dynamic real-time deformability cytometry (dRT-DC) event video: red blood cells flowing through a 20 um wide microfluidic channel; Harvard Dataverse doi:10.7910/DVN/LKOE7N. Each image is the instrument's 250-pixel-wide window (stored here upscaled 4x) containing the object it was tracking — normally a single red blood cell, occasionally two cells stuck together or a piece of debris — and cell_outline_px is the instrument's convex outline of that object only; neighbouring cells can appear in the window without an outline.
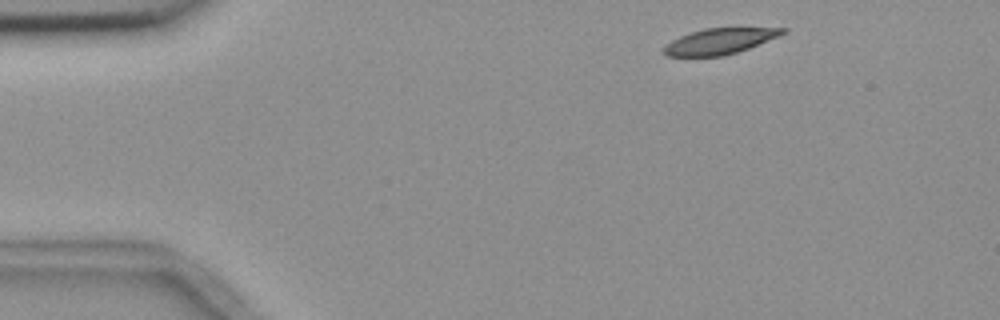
{"species": "common noctule bat (a hibernating species)", "species_latin": "Nyctalus noctula", "temperature_condition": "room temperature", "stored_images_in_passage": 6, "camera_frame_rate_fps": 3000, "um_per_image_px": 0.085, "animal": {"sex": "female", "body_mass_g": 18.4}, "frame": {"image": 1, "passage_image": 1, "time_ms": 0.0, "image_size_px": [1000, 320], "cell_outline_px": [[788, 32], [780, 36], [748, 48], [724, 56], [664, 56], [664, 44], [680, 36], [704, 28], [788, 28]], "centroid_in_image_um": [61.18, 3.5], "position_along_channel_um": 23.8, "area_um2": 17.8}}
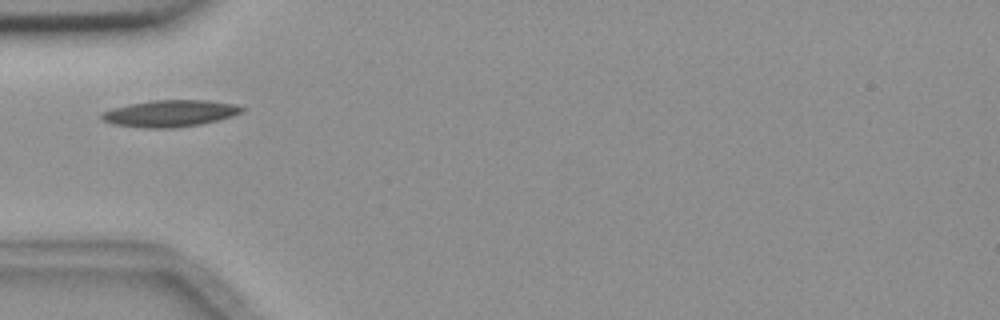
{"frame": {"image": 2, "passage_image": 4, "time_ms": 3.333, "image_size_px": [1000, 320], "cell_outline_px": [[244, 112], [220, 120], [204, 124], [176, 128], [144, 128], [116, 124], [104, 120], [100, 116], [104, 112], [112, 108], [128, 104], [152, 100], [204, 100], [236, 104], [244, 108]], "centroid_in_image_um": [14.51, 9.64], "position_along_channel_um": 70.5, "area_um2": 21.91}}
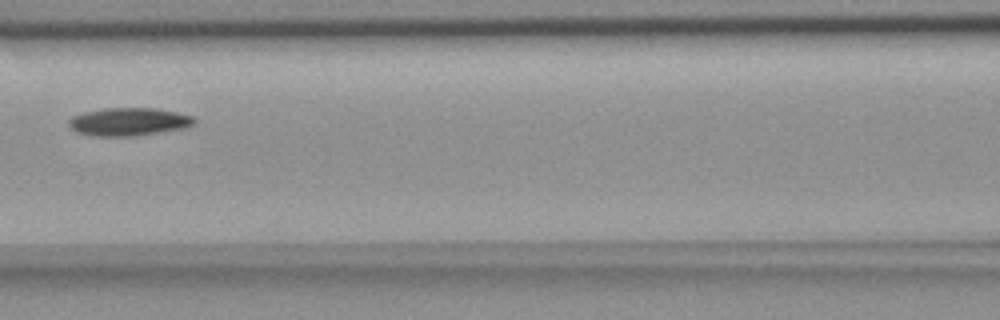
{"frame": {"image": 3, "passage_image": 6, "time_ms": 5.667, "image_size_px": [1000, 320], "cell_outline_px": [[196, 124], [188, 128], [136, 136], [92, 136], [76, 132], [68, 124], [68, 120], [72, 116], [84, 112], [104, 108], [156, 108], [176, 112], [192, 116], [196, 120]], "centroid_in_image_um": [10.97, 10.35], "position_along_channel_um": 155.6, "area_um2": 20.75}}